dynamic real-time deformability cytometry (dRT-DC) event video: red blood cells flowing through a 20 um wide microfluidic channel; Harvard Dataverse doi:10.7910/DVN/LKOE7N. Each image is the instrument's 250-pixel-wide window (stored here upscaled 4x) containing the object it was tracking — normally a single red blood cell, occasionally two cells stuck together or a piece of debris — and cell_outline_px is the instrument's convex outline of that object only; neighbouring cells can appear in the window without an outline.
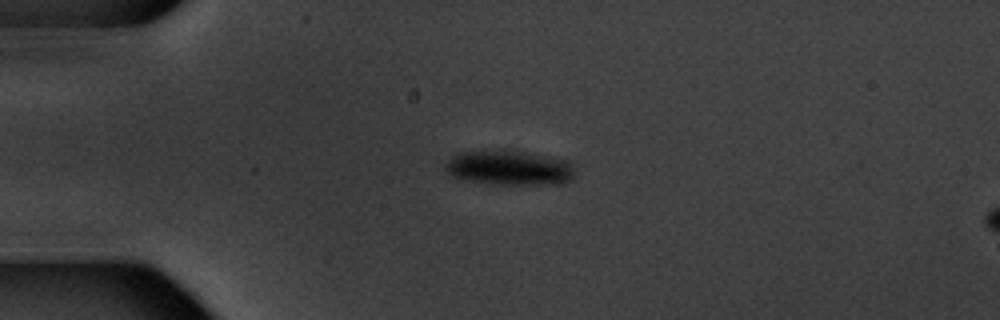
{"species": "common noctule bat (a hibernating species)", "species_latin": "Nyctalus noctula", "temperature_condition": "warm", "stored_images_in_passage": 5, "segment_of_instrument_passage": [1, 2], "camera_frame_rate_fps": 3000, "um_per_image_px": 0.085, "animal": {"sex": "male", "body_mass_g": 20.1, "forearm_length_mm": 53.5}, "frame": {"image": 1, "passage_image": 3, "time_ms": 2.667, "image_size_px": [1000, 320], "cell_outline_px": [[572, 176], [568, 180], [552, 184], [492, 184], [464, 180], [452, 176], [444, 168], [444, 164], [452, 156], [464, 152], [520, 152], [568, 160], [572, 168]], "centroid_in_image_um": [43.22, 14.3], "position_along_channel_um": 41.8, "area_um2": 25.2}}